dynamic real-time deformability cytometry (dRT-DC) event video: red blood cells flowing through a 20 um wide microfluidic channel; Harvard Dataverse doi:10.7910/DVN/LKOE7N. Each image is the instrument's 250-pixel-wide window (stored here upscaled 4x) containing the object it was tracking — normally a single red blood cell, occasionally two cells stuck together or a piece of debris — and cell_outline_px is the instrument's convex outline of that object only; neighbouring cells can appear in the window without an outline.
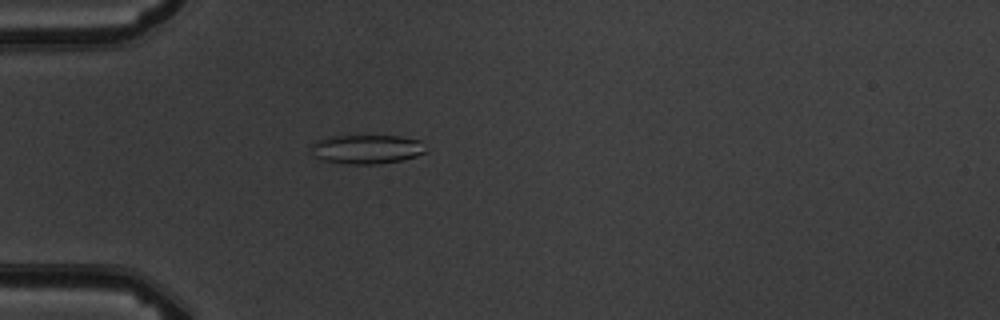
{"species": "common noctule bat (a hibernating species)", "species_latin": "Nyctalus noctula", "temperature_condition": "warm", "stored_images_in_passage": 5, "camera_frame_rate_fps": 3000, "um_per_image_px": 0.085, "animal": {"sex": "male", "body_mass_g": 19.5, "forearm_length_mm": 54.6}, "frame": {"image": 1, "passage_image": 5, "time_ms": 5.667, "image_size_px": [1000, 320], "cell_outline_px": [[428, 152], [416, 156], [400, 160], [380, 164], [348, 164], [320, 160], [312, 156], [308, 152], [312, 144], [316, 140], [328, 136], [400, 136], [420, 140]], "centroid_in_image_um": [31.11, 12.69], "position_along_channel_um": 53.9, "area_um2": 19.83}}